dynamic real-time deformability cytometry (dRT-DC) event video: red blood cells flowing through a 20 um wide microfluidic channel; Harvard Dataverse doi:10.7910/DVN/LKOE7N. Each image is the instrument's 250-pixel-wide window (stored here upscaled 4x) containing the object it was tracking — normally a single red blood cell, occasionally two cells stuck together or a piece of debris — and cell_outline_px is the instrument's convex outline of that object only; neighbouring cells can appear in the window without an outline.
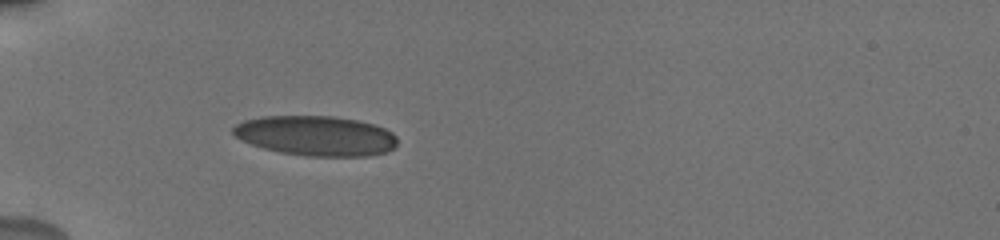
{"species": "human", "species_latin": "Homo sapiens", "temperature_condition": "cold", "stored_images_in_passage": 11, "camera_frame_rate_fps": 3000, "um_per_image_px": 0.085, "donor": {"sex": "male"}, "frame": {"image": 1, "passage_image": 1, "time_ms": 0.0, "image_size_px": [1000, 240], "cell_outline_px": [[396, 144], [388, 152], [368, 156], [308, 156], [280, 152], [264, 148], [252, 144], [236, 136], [232, 132], [232, 128], [236, 124], [244, 120], [264, 116], [332, 116], [356, 120], [376, 124], [392, 132], [396, 136]], "centroid_in_image_um": [26.88, 11.54], "position_along_channel_um": 58.1, "area_um2": 38.15}}
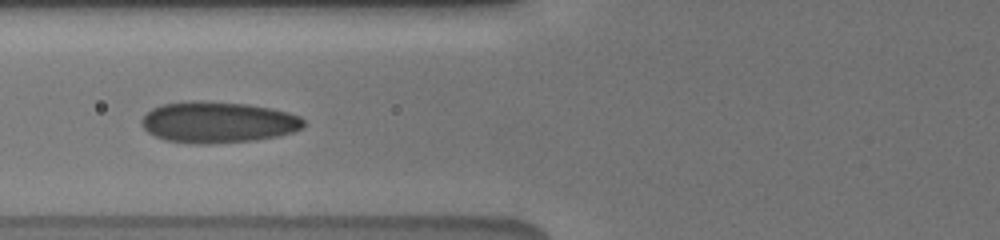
{"frame": {"image": 2, "passage_image": 7, "time_ms": 1.667, "image_size_px": [1000, 240], "cell_outline_px": [[304, 124], [300, 128], [292, 132], [276, 136], [252, 140], [204, 144], [192, 144], [164, 140], [148, 132], [140, 124], [140, 120], [152, 108], [160, 104], [192, 100], [204, 100], [248, 104], [272, 108], [288, 112], [300, 116], [304, 120]], "centroid_in_image_um": [18.48, 10.37], "position_along_channel_um": 107.3, "area_um2": 39.07}}
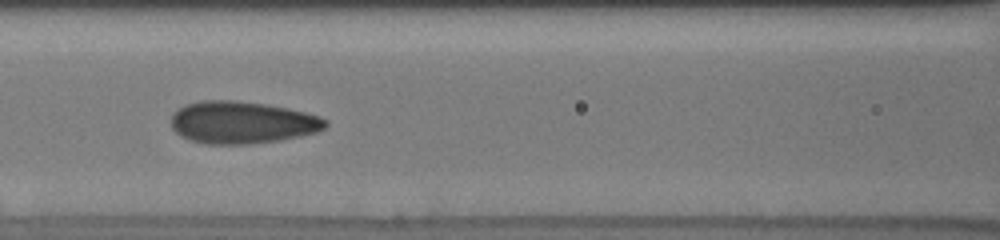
{"frame": {"image": 3, "passage_image": 10, "time_ms": 2.667, "image_size_px": [1000, 240], "cell_outline_px": [[328, 124], [324, 128], [316, 132], [300, 136], [280, 140], [248, 144], [208, 144], [192, 140], [180, 136], [172, 128], [172, 116], [184, 104], [200, 100], [236, 100], [264, 104], [288, 108], [320, 116], [328, 120]], "centroid_in_image_um": [20.59, 10.4], "position_along_channel_um": 146.0, "area_um2": 37.97}}